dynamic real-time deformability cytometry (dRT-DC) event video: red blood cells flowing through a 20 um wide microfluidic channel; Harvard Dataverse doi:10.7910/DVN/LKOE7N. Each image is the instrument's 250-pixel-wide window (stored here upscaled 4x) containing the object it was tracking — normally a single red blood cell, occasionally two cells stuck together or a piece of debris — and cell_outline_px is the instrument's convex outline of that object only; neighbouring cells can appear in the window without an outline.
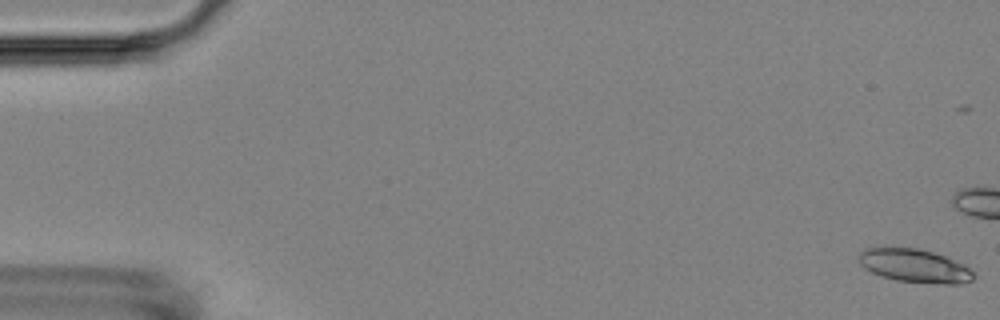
{"species": "Egyptian fruit bat (a non-hibernating species)", "species_latin": "Rousettus aegyptiacus", "temperature_condition": "room temperature", "stored_images_in_passage": 10, "camera_frame_rate_fps": 3000, "um_per_image_px": 0.085, "animal": {"sex": "female"}, "frame": {"image": 1, "passage_image": 1, "time_ms": 0.0, "image_size_px": [1000, 320], "cell_outline_px": [[972, 280], [960, 284], [944, 284], [896, 280], [880, 276], [864, 268], [860, 264], [856, 256], [864, 248], [892, 244], [920, 248], [944, 256], [964, 264], [972, 272]], "centroid_in_image_um": [77.62, 22.53], "position_along_channel_um": 7.4, "area_um2": 23.0}}
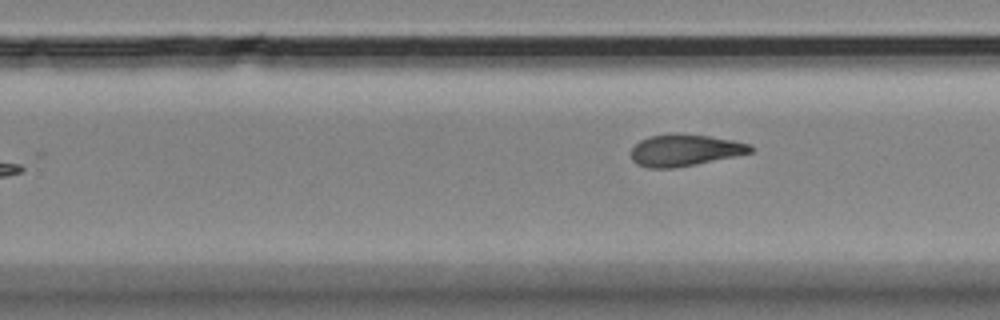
{"frame": {"image": 2, "passage_image": 10, "time_ms": 14.333, "image_size_px": [1000, 320], "cell_outline_px": [[752, 152], [736, 156], [696, 164], [672, 168], [648, 168], [636, 164], [632, 160], [632, 148], [640, 140], [648, 136], [672, 132], [708, 136], [732, 140], [752, 144]], "centroid_in_image_um": [58.19, 12.76], "position_along_channel_um": 271.6, "area_um2": 22.2}}